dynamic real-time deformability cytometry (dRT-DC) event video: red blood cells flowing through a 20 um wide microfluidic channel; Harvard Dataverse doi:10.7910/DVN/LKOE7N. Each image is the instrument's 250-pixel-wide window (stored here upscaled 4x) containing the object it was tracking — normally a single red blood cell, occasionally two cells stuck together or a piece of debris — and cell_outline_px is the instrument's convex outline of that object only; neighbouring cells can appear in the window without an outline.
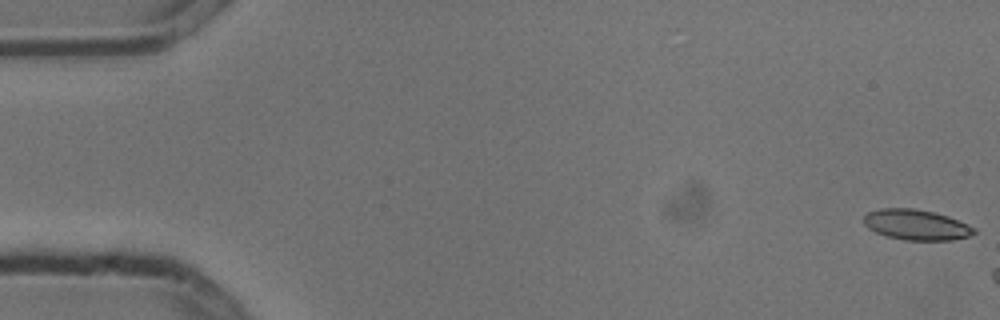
{"species": "common noctule bat (a hibernating species)", "species_latin": "Nyctalus noctula", "temperature_condition": "cold", "stored_images_in_passage": 6, "camera_frame_rate_fps": 3000, "um_per_image_px": 0.085, "animal": {"sex": "male", "body_mass_g": 13.3}, "frame": {"image": 1, "passage_image": 1, "time_ms": 0.0, "image_size_px": [1000, 320], "cell_outline_px": [[976, 232], [968, 236], [952, 240], [904, 240], [888, 236], [876, 232], [868, 228], [864, 224], [864, 216], [868, 212], [880, 208], [912, 208], [932, 212], [948, 216], [976, 228]], "centroid_in_image_um": [77.87, 19.1], "position_along_channel_um": 7.1, "area_um2": 19.42}}